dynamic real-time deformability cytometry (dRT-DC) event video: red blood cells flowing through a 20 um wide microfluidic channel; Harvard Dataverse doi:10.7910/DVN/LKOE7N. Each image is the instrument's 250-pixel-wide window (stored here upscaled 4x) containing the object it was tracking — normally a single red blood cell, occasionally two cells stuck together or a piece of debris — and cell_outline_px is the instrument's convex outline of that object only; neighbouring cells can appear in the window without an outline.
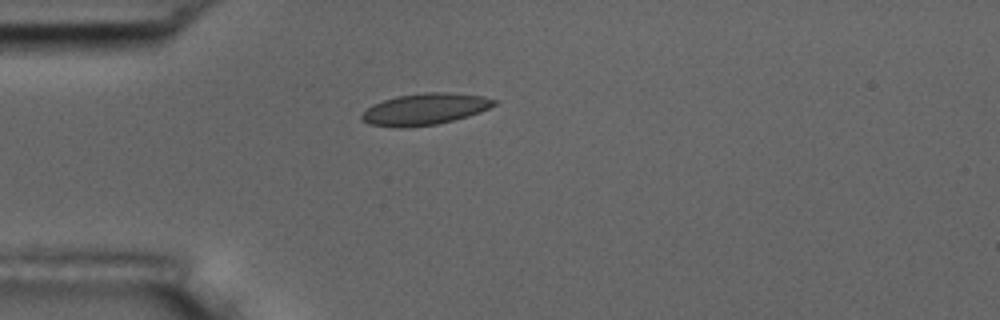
{"species": "common noctule bat (a hibernating species)", "species_latin": "Nyctalus noctula", "temperature_condition": "room temperature", "stored_images_in_passage": 1, "camera_frame_rate_fps": 3000, "um_per_image_px": 0.085, "animal": {"sex": "male", "body_mass_g": 17.5, "forearm_length_mm": 52.3}, "frame": {"image": 1, "passage_image": 1, "time_ms": 0.0, "image_size_px": [1000, 320], "cell_outline_px": [[496, 104], [480, 112], [468, 116], [436, 124], [400, 128], [368, 124], [360, 120], [360, 116], [372, 104], [396, 96], [424, 92], [448, 92], [484, 96], [496, 100]], "centroid_in_image_um": [36.09, 9.27], "position_along_channel_um": 48.9, "area_um2": 24.28}}